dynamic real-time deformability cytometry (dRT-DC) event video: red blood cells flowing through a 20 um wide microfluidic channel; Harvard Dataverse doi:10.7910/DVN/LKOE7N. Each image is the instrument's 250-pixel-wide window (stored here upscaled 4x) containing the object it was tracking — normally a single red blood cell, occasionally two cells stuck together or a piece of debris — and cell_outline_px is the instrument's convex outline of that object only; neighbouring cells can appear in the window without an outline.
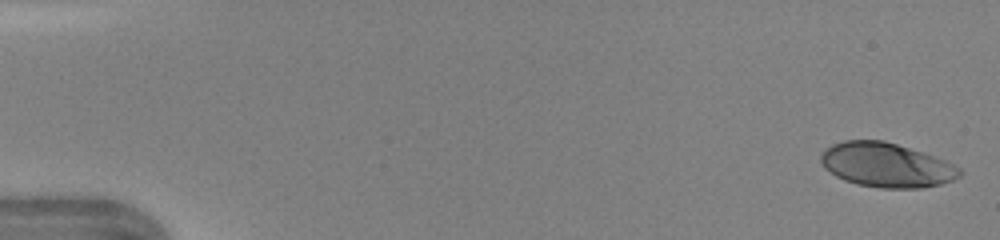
{"species": "human", "species_latin": "Homo sapiens", "temperature_condition": "warm", "stored_images_in_passage": 46, "camera_frame_rate_fps": 3000, "um_per_image_px": 0.085, "donor": {"sex": "female"}, "frame": {"image": 1, "passage_image": 1, "time_ms": 0.0, "image_size_px": [1000, 240], "cell_outline_px": [[964, 172], [960, 176], [952, 180], [940, 184], [924, 188], [880, 188], [856, 184], [844, 180], [836, 176], [824, 168], [820, 160], [820, 156], [832, 144], [844, 140], [884, 140], [944, 160], [960, 168]], "centroid_in_image_um": [75.33, 14.04], "position_along_channel_um": 9.7, "area_um2": 35.66}}
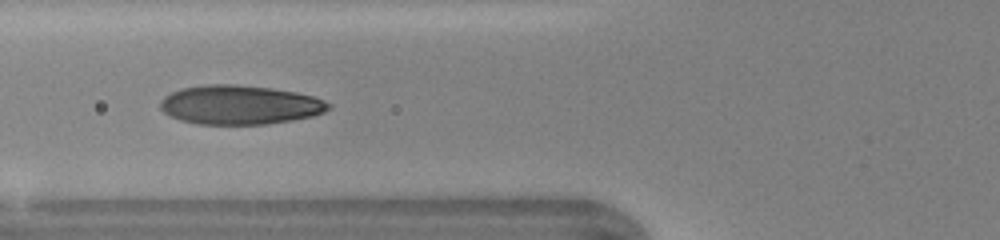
{"frame": {"image": 2, "passage_image": 18, "time_ms": 5.667, "image_size_px": [1000, 240], "cell_outline_px": [[332, 104], [324, 112], [312, 116], [292, 120], [264, 124], [196, 124], [180, 120], [168, 116], [160, 108], [160, 100], [164, 96], [180, 88], [204, 84], [236, 84], [272, 88], [296, 92], [312, 96], [324, 100]], "centroid_in_image_um": [20.34, 8.9], "position_along_channel_um": 105.5, "area_um2": 38.55}}
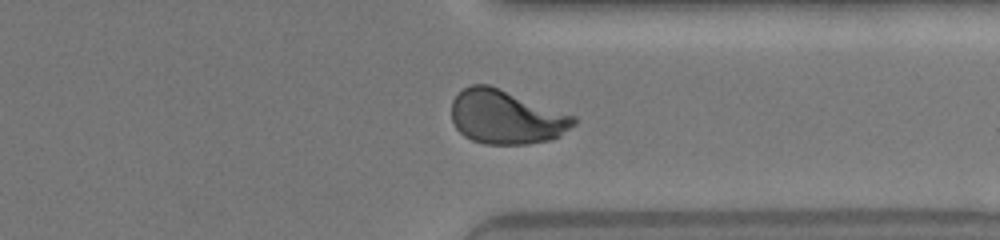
{"frame": {"image": 3, "passage_image": 36, "time_ms": 11.667, "image_size_px": [1000, 240], "cell_outline_px": [[576, 124], [560, 136], [552, 140], [528, 144], [484, 144], [472, 140], [464, 136], [456, 128], [452, 120], [452, 100], [464, 88], [472, 84], [488, 84], [576, 116]], "centroid_in_image_um": [43.04, 9.96], "position_along_channel_um": 368.4, "area_um2": 38.49}, "authors_computed_cell_mechanics": {"area_um2": 37.8301, "velocity_mm_per_s": 4.3878, "shape_relaxation_time_tau1_ms": 4.2944, "shape_relaxation_time_tau2_ms": null, "deformation_change_tau1": 0.2179, "deformation_change_tau2": null}}